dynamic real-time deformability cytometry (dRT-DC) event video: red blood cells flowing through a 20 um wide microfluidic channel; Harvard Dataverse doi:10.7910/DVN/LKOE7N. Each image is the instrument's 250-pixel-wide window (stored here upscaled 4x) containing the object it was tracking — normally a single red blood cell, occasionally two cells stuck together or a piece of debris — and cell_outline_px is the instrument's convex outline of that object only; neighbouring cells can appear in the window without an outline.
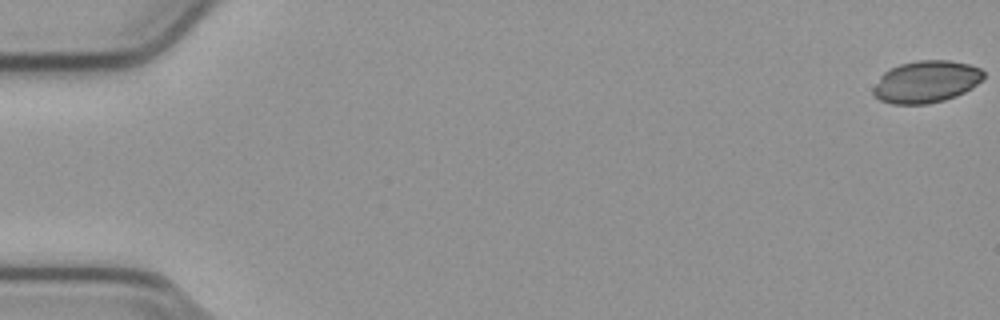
{"species": "common noctule bat (a hibernating species)", "species_latin": "Nyctalus noctula", "temperature_condition": "cold", "stored_images_in_passage": 11, "camera_frame_rate_fps": 3000, "um_per_image_px": 0.085, "animal": {"sex": "male", "body_mass_g": 23.1, "forearm_length_mm": 52.7}, "frame": {"image": 1, "passage_image": 1, "time_ms": 0.0, "image_size_px": [1000, 320], "cell_outline_px": [[984, 76], [972, 88], [956, 96], [944, 100], [928, 104], [892, 104], [880, 100], [872, 96], [872, 88], [880, 76], [888, 68], [900, 64], [916, 60], [948, 60], [968, 64], [980, 68], [984, 72]], "centroid_in_image_um": [78.68, 6.95], "position_along_channel_um": 6.3, "area_um2": 27.22}}